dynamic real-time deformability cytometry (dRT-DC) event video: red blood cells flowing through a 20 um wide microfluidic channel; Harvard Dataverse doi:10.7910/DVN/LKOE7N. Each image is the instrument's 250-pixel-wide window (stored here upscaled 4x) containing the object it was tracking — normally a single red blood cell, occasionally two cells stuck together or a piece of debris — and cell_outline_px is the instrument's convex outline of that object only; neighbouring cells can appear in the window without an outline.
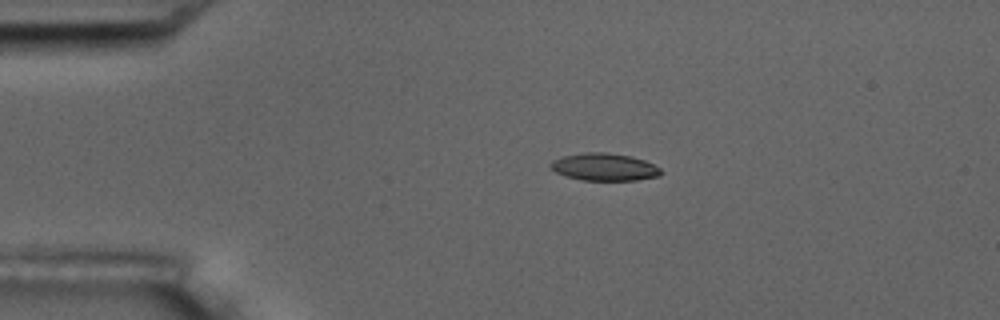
{"species": "common noctule bat (a hibernating species)", "species_latin": "Nyctalus noctula", "temperature_condition": "room temperature", "stored_images_in_passage": 5, "camera_frame_rate_fps": 3000, "um_per_image_px": 0.085, "animal": {"sex": "male", "body_mass_g": 17.5, "forearm_length_mm": 52.3}, "frame": {"image": 1, "passage_image": 1, "time_ms": 0.0, "image_size_px": [1000, 320], "cell_outline_px": [[664, 172], [660, 176], [636, 180], [584, 180], [564, 176], [548, 168], [548, 164], [552, 160], [560, 156], [584, 152], [608, 152], [632, 156], [644, 160], [660, 168]], "centroid_in_image_um": [51.33, 14.18], "position_along_channel_um": 33.7, "area_um2": 17.98}}
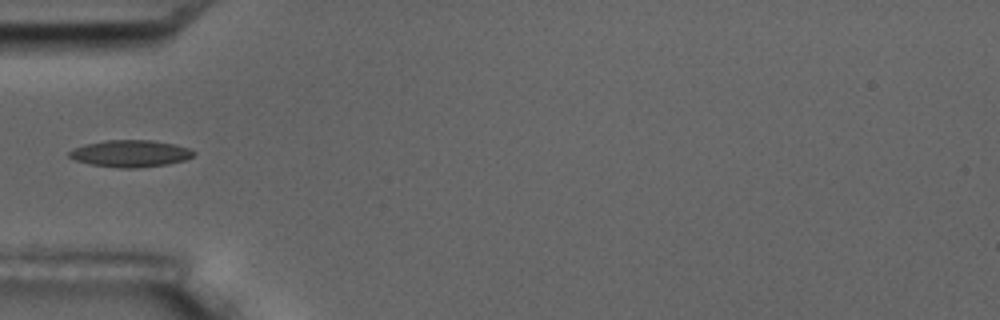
{"frame": {"image": 2, "passage_image": 3, "time_ms": 2.333, "image_size_px": [1000, 320], "cell_outline_px": [[196, 152], [192, 156], [184, 160], [168, 164], [136, 168], [120, 168], [88, 164], [76, 160], [68, 156], [68, 152], [84, 144], [108, 140], [152, 140], [172, 144], [188, 148]], "centroid_in_image_um": [11.06, 13.05], "position_along_channel_um": 73.9, "area_um2": 19.36}}